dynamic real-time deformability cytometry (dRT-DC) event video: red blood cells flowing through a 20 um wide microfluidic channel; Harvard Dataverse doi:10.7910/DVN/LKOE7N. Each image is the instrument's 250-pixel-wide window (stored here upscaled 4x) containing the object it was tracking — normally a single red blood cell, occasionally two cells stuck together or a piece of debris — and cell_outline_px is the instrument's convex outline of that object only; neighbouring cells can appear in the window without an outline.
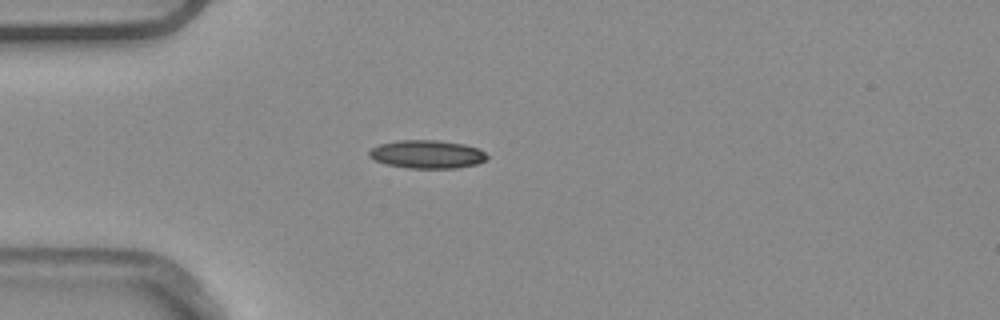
{"species": "common noctule bat (a hibernating species)", "species_latin": "Nyctalus noctula", "temperature_condition": "warm", "stored_images_in_passage": 39, "camera_frame_rate_fps": 3000, "um_per_image_px": 0.085, "animal": {"sex": "male", "body_mass_g": 20.4}, "frame": {"image": 1, "passage_image": 1, "time_ms": 0.0, "image_size_px": [1000, 320], "cell_outline_px": [[488, 160], [476, 164], [456, 168], [408, 168], [384, 164], [372, 160], [368, 156], [368, 152], [372, 148], [380, 144], [396, 140], [440, 140], [464, 144], [476, 148], [484, 152], [488, 156]], "centroid_in_image_um": [36.27, 13.11], "position_along_channel_um": 48.7, "area_um2": 19.59}}
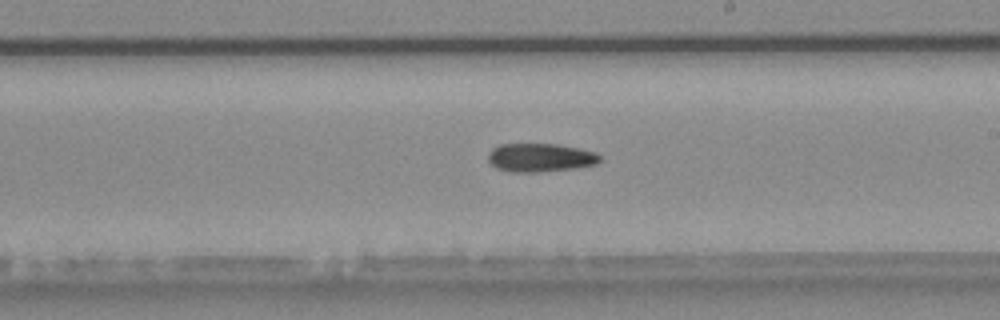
{"frame": {"image": 2, "passage_image": 17, "time_ms": 5.333, "image_size_px": [1000, 320], "cell_outline_px": [[600, 160], [596, 164], [572, 168], [536, 172], [512, 172], [496, 168], [488, 160], [488, 152], [492, 148], [500, 144], [560, 144], [580, 148], [596, 152], [600, 156]], "centroid_in_image_um": [45.91, 13.38], "position_along_channel_um": 243.1, "area_um2": 18.55}}
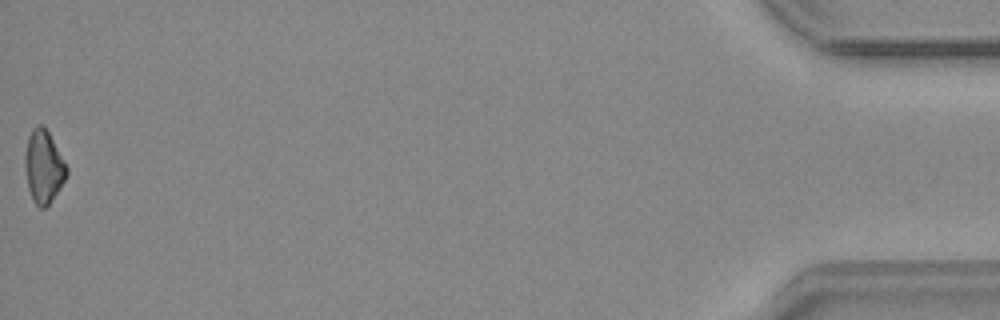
{"frame": {"image": 3, "passage_image": 39, "time_ms": 12.667, "image_size_px": [1000, 320], "cell_outline_px": [[68, 172], [60, 188], [48, 204], [44, 208], [40, 208], [32, 200], [28, 188], [24, 164], [24, 156], [28, 136], [32, 128], [36, 124], [44, 124], [64, 160], [68, 168]], "centroid_in_image_um": [3.69, 14.13], "position_along_channel_um": 431.5, "area_um2": 17.74}, "authors_computed_cell_mechanics": {"area_um2": 18.3804, "velocity_mm_per_s": 3.9014, "shape_relaxation_time_tau1_ms": 5.5348, "shape_relaxation_time_tau2_ms": null, "deformation_change_tau1": 0.121, "deformation_change_tau2": null}}